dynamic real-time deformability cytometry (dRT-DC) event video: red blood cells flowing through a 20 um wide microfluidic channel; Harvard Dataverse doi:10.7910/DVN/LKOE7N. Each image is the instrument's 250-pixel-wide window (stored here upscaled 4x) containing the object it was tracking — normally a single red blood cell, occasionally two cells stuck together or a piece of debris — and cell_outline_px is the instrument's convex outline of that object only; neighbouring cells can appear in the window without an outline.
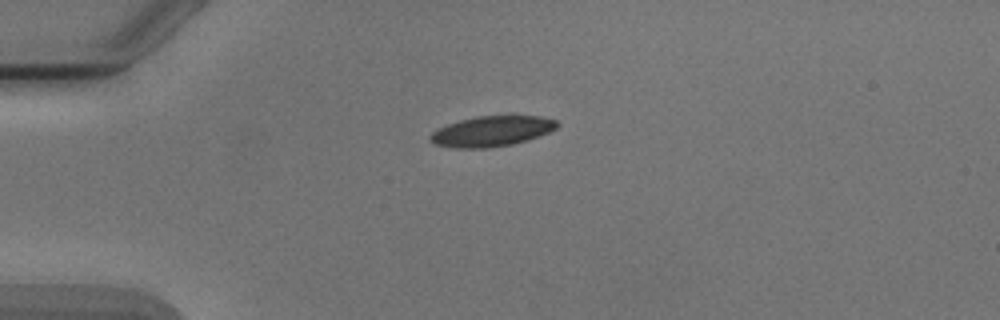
{"species": "Egyptian fruit bat (a non-hibernating species)", "species_latin": "Rousettus aegyptiacus", "temperature_condition": "cold", "stored_images_in_passage": 4, "camera_frame_rate_fps": 3000, "um_per_image_px": 0.085, "animal": {"sex": "male"}, "frame": {"image": 1, "passage_image": 1, "time_ms": 0.0, "image_size_px": [1000, 320], "cell_outline_px": [[560, 124], [556, 128], [548, 132], [528, 140], [512, 144], [488, 148], [456, 148], [436, 144], [428, 136], [432, 132], [448, 124], [460, 120], [480, 116], [512, 112], [540, 116], [556, 120]], "centroid_in_image_um": [41.88, 11.1], "position_along_channel_um": 43.1, "area_um2": 23.06}}
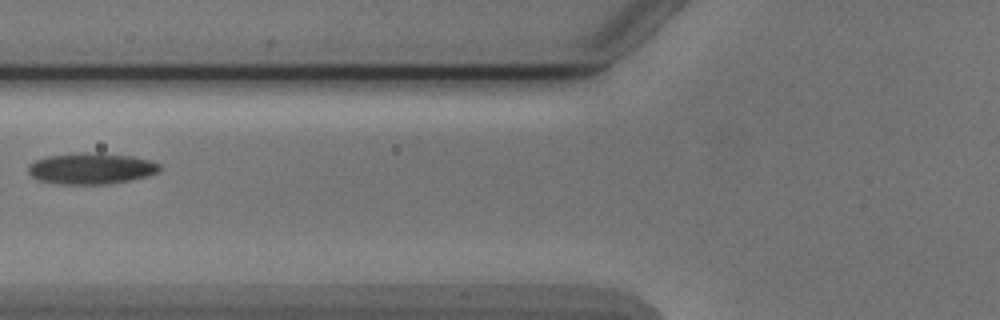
{"frame": {"image": 2, "passage_image": 3, "time_ms": 2.667, "image_size_px": [1000, 320], "cell_outline_px": [[160, 172], [148, 176], [108, 184], [60, 184], [36, 180], [28, 172], [28, 164], [36, 160], [48, 156], [80, 152], [132, 156], [148, 160], [160, 164]], "centroid_in_image_um": [7.73, 14.33], "position_along_channel_um": 118.1, "area_um2": 23.81}}
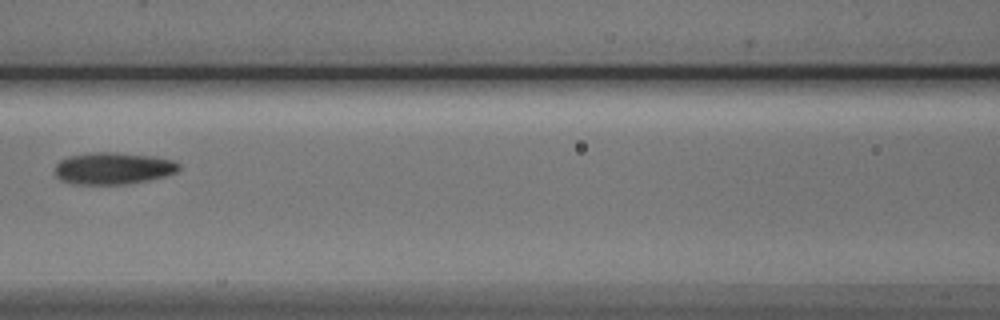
{"frame": {"image": 3, "passage_image": 4, "time_ms": 3.667, "image_size_px": [1000, 320], "cell_outline_px": [[180, 168], [176, 172], [164, 176], [148, 180], [128, 184], [72, 184], [60, 180], [56, 176], [56, 164], [60, 160], [68, 156], [96, 152], [116, 152], [156, 156], [172, 160], [180, 164]], "centroid_in_image_um": [9.62, 14.3], "position_along_channel_um": 157.0, "area_um2": 23.18}}